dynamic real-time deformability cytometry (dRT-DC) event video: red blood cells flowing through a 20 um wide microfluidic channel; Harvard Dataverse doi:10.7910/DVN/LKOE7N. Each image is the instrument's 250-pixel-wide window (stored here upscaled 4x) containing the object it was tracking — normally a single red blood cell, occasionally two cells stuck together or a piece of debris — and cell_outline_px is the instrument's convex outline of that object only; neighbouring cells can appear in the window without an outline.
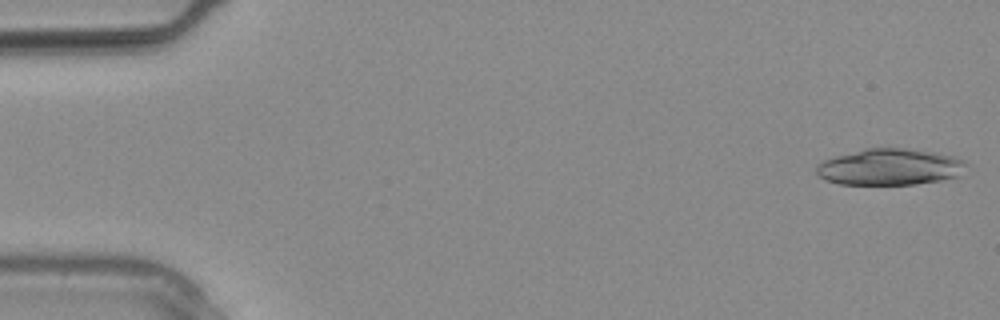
{"species": "common noctule bat (a hibernating species)", "species_latin": "Nyctalus noctula", "temperature_condition": "warm", "stored_images_in_passage": 26, "camera_frame_rate_fps": 3000, "um_per_image_px": 0.085, "animal": {"sex": "male", "body_mass_g": 20.4}, "frame": {"image": 1, "passage_image": 1, "time_ms": 0.0, "image_size_px": [1000, 320], "cell_outline_px": [[968, 164], [960, 176], [940, 180], [916, 184], [840, 184], [824, 180], [816, 172], [816, 164], [824, 160], [836, 156], [864, 148], [904, 148], [936, 152], [952, 156], [964, 160]], "centroid_in_image_um": [75.65, 14.19], "position_along_channel_um": 9.4, "area_um2": 31.91}}
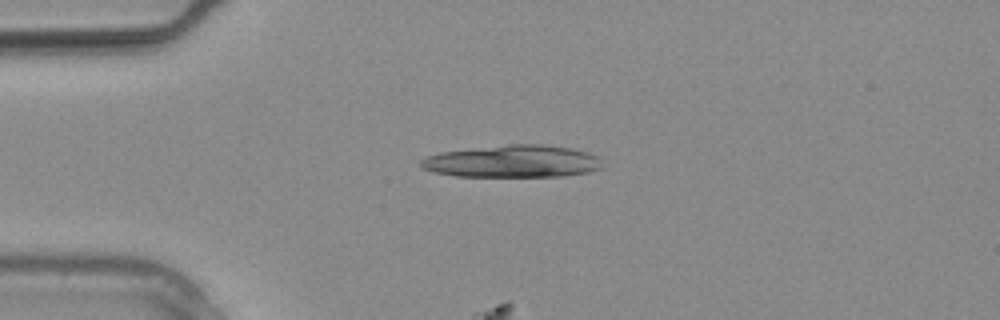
{"frame": {"image": 2, "passage_image": 7, "time_ms": 2.0, "image_size_px": [1000, 320], "cell_outline_px": [[600, 168], [588, 172], [564, 176], [456, 176], [436, 172], [424, 168], [420, 164], [420, 160], [424, 156], [440, 152], [508, 144], [540, 144], [572, 148], [588, 152], [596, 156]], "centroid_in_image_um": [43.53, 13.71], "position_along_channel_um": 41.5, "area_um2": 33.87}}